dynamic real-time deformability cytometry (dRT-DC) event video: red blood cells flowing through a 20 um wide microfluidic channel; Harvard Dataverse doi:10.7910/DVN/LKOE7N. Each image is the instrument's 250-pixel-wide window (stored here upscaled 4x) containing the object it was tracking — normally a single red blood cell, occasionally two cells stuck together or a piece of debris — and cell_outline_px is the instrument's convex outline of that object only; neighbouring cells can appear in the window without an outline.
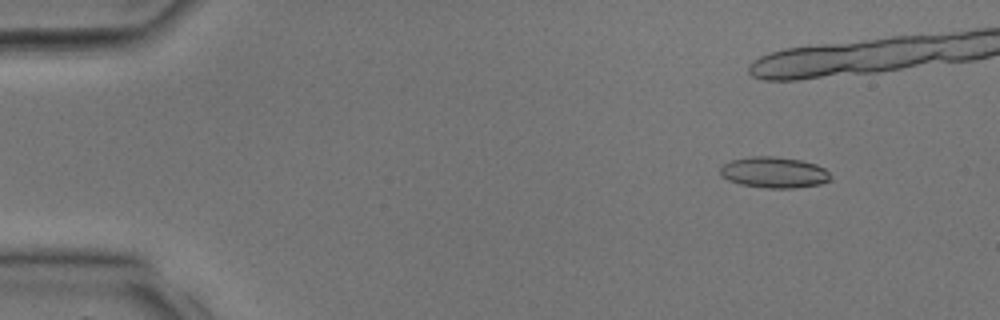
{"species": "common noctule bat (a hibernating species)", "species_latin": "Nyctalus noctula", "temperature_condition": "room temperature", "stored_images_in_passage": 10, "camera_frame_rate_fps": 3000, "um_per_image_px": 0.085, "animal": {"sex": "male", "body_mass_g": 17.9, "forearm_length_mm": 54.2}, "frame": {"image": 1, "passage_image": 4, "time_ms": 1.0, "image_size_px": [1000, 320], "cell_outline_px": [[832, 176], [828, 180], [820, 184], [796, 188], [764, 188], [740, 184], [728, 180], [720, 176], [720, 168], [724, 164], [732, 160], [752, 156], [772, 156], [800, 160], [816, 164], [824, 168]], "centroid_in_image_um": [65.78, 14.66], "position_along_channel_um": 19.2, "area_um2": 19.94}}